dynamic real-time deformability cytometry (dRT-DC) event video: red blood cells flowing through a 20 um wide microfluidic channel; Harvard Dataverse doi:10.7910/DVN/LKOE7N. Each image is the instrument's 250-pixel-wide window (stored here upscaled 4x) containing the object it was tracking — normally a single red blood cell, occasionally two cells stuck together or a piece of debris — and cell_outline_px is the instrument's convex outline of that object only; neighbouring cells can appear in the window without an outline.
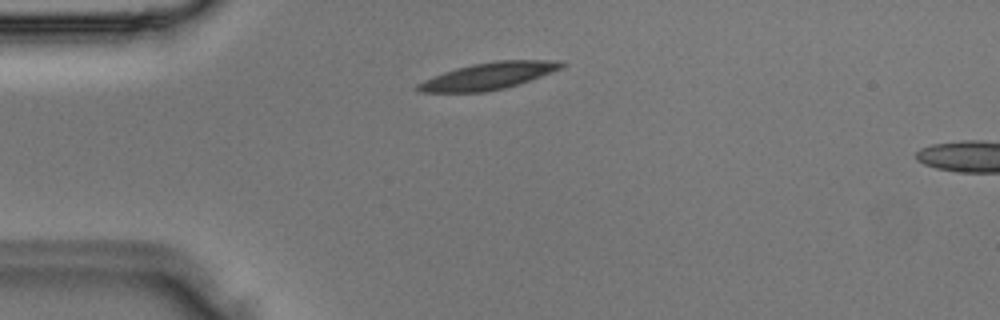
{"species": "Egyptian fruit bat (a non-hibernating species)", "species_latin": "Rousettus aegyptiacus", "temperature_condition": "room temperature", "stored_images_in_passage": 3, "segment_of_instrument_passage": [1, 2], "camera_frame_rate_fps": 3000, "um_per_image_px": 0.085, "animal": {"sex": "male"}, "frame": {"image": 1, "passage_image": 2, "time_ms": 0.333, "image_size_px": [1000, 320], "cell_outline_px": [[568, 64], [564, 68], [520, 84], [504, 88], [484, 92], [420, 92], [416, 88], [416, 84], [444, 72], [456, 68], [472, 64], [496, 60], [560, 60]], "centroid_in_image_um": [41.61, 6.44], "position_along_channel_um": 43.4, "area_um2": 22.6}}